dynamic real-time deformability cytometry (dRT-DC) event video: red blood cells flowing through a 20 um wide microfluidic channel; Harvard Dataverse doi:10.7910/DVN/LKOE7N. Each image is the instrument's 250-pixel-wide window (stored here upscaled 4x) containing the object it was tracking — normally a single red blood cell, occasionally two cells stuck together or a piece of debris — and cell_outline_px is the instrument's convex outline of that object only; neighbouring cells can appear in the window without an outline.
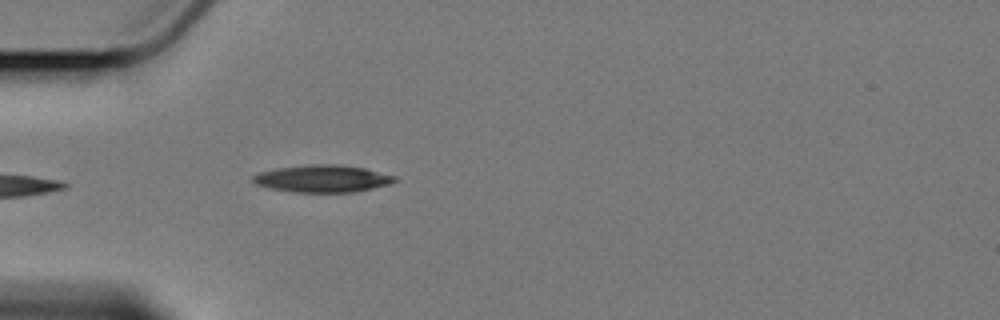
{"species": "Egyptian fruit bat (a non-hibernating species)", "species_latin": "Rousettus aegyptiacus", "temperature_condition": "cold", "stored_images_in_passage": 47, "camera_frame_rate_fps": 3000, "um_per_image_px": 0.085, "animal": {"sex": "female"}, "frame": {"image": 1, "passage_image": 6, "time_ms": 1.667, "image_size_px": [1000, 320], "cell_outline_px": [[396, 180], [388, 184], [372, 188], [352, 192], [296, 192], [272, 188], [256, 184], [252, 180], [252, 176], [260, 172], [276, 168], [308, 164], [340, 164], [364, 168], [396, 176]], "centroid_in_image_um": [27.4, 15.17], "position_along_channel_um": 57.6, "area_um2": 22.31}}
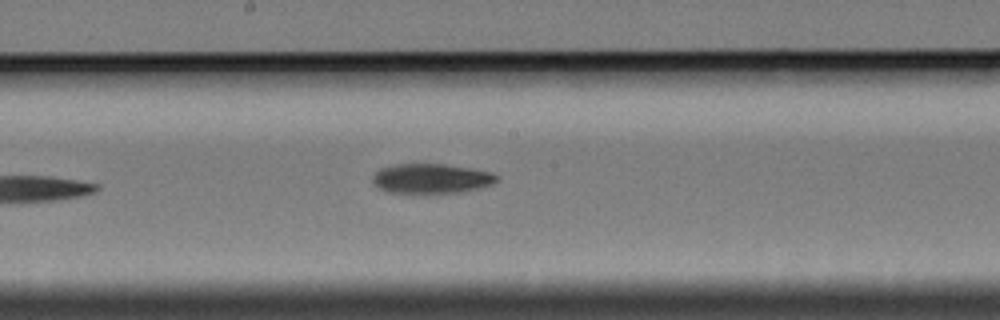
{"frame": {"image": 2, "passage_image": 20, "time_ms": 6.333, "image_size_px": [1000, 320], "cell_outline_px": [[500, 180], [492, 184], [480, 188], [460, 192], [388, 192], [380, 188], [372, 180], [372, 176], [380, 168], [396, 164], [444, 164], [492, 172], [500, 176]], "centroid_in_image_um": [36.71, 15.16], "position_along_channel_um": 211.5, "area_um2": 21.27}}
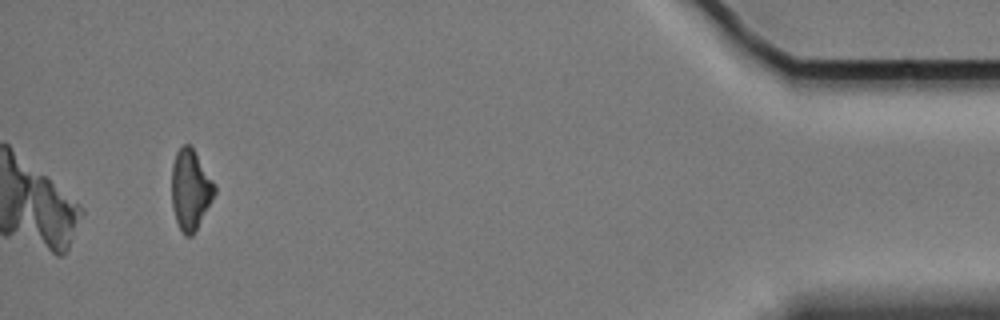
{"frame": {"image": 3, "passage_image": 44, "time_ms": 14.333, "image_size_px": [1000, 320], "cell_outline_px": [[216, 192], [212, 200], [192, 236], [184, 236], [176, 220], [172, 208], [172, 164], [176, 152], [184, 144], [188, 144], [192, 148], [212, 180], [216, 188]], "centroid_in_image_um": [16.17, 16.14], "position_along_channel_um": 419.0, "area_um2": 19.65}, "authors_computed_cell_mechanics": {"area_um2": 21.5016, "velocity_mm_per_s": 3.4151, "shape_relaxation_time_tau1_ms": 6.5377, "shape_relaxation_time_tau2_ms": null, "deformation_change_tau1": 0.1511, "deformation_change_tau2": null}}